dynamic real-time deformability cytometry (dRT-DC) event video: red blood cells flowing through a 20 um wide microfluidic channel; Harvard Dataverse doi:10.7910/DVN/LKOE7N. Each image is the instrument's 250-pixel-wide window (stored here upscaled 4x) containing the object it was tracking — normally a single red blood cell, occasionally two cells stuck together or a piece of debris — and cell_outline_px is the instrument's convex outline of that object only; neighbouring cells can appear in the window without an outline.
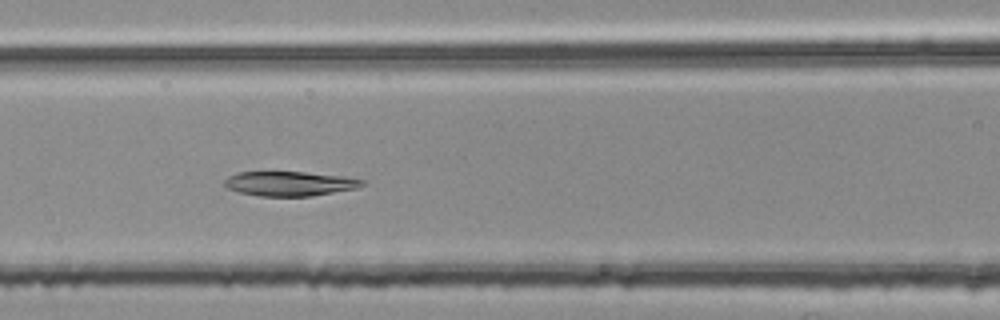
{"species": "common noctule bat (a hibernating species)", "species_latin": "Nyctalus noctula", "temperature_condition": "room temperature", "stored_images_in_passage": 51, "camera_frame_rate_fps": 3000, "um_per_image_px": 0.085, "animal": {"sex": "female", "body_mass_g": 25.1}, "frame": {"image": 1, "passage_image": 22, "time_ms": 7.0, "image_size_px": [1000, 320], "cell_outline_px": [[364, 184], [356, 188], [312, 196], [260, 196], [240, 192], [224, 188], [220, 184], [228, 176], [240, 172], [304, 172], [344, 176], [364, 180]], "centroid_in_image_um": [24.56, 15.61], "position_along_channel_um": 142.0, "area_um2": 19.77}}
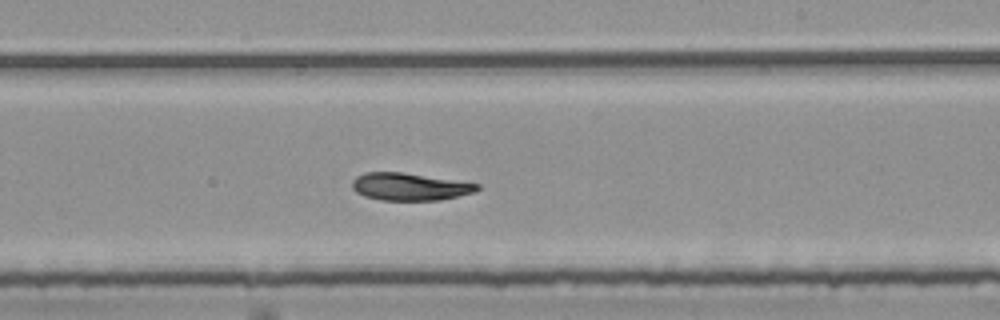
{"frame": {"image": 2, "passage_image": 31, "time_ms": 10.0, "image_size_px": [1000, 320], "cell_outline_px": [[480, 188], [476, 192], [440, 200], [380, 200], [364, 196], [356, 192], [352, 188], [352, 180], [356, 176], [364, 172], [400, 172], [480, 184]], "centroid_in_image_um": [34.8, 15.87], "position_along_channel_um": 254.2, "area_um2": 19.94}}
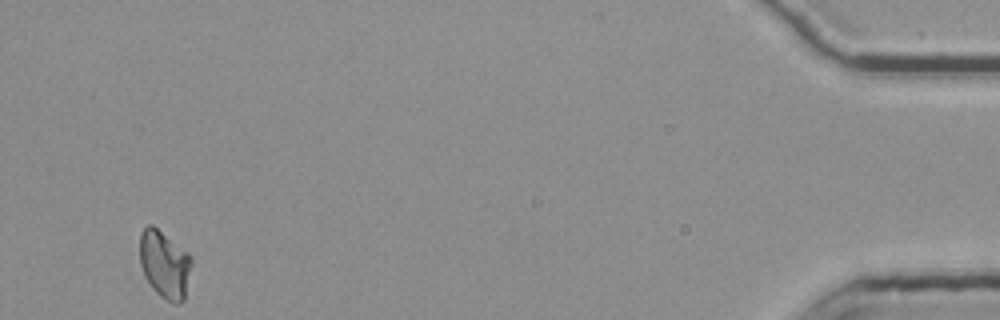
{"frame": {"image": 3, "passage_image": 51, "time_ms": 16.667, "image_size_px": [1000, 320], "cell_outline_px": [[192, 264], [184, 300], [180, 304], [172, 304], [160, 296], [152, 288], [144, 276], [140, 264], [140, 232], [148, 224], [152, 224], [188, 252], [192, 256]], "centroid_in_image_um": [14.0, 22.48], "position_along_channel_um": 421.2, "area_um2": 20.69}, "authors_computed_cell_mechanics": {"area_um2": 20.7502, "velocity_mm_per_s": 3.7509, "shape_relaxation_time_tau1_ms": 7.6522, "shape_relaxation_time_tau2_ms": 9.7114, "deformation_change_tau1": 0.2041, "deformation_change_tau2": 0.164}}